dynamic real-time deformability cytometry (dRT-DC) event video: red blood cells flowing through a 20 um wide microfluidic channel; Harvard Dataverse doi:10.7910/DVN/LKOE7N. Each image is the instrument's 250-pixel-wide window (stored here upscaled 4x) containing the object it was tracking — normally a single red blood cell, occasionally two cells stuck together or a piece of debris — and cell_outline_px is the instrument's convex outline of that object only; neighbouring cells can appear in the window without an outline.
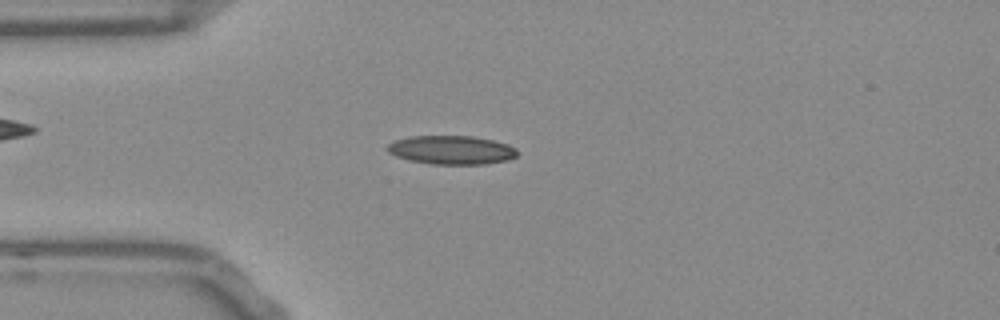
{"species": "Egyptian fruit bat (a non-hibernating species)", "species_latin": "Rousettus aegyptiacus", "temperature_condition": "room temperature", "stored_images_in_passage": 51, "camera_frame_rate_fps": 3000, "um_per_image_px": 0.085, "frame": {"image": 1, "passage_image": 11, "time_ms": 3.333, "image_size_px": [1000, 320], "cell_outline_px": [[520, 152], [516, 156], [508, 160], [484, 164], [432, 164], [408, 160], [396, 156], [388, 152], [384, 148], [388, 144], [396, 140], [408, 136], [472, 136], [492, 140], [508, 144], [516, 148]], "centroid_in_image_um": [38.37, 12.75], "position_along_channel_um": 46.6, "area_um2": 21.91}}
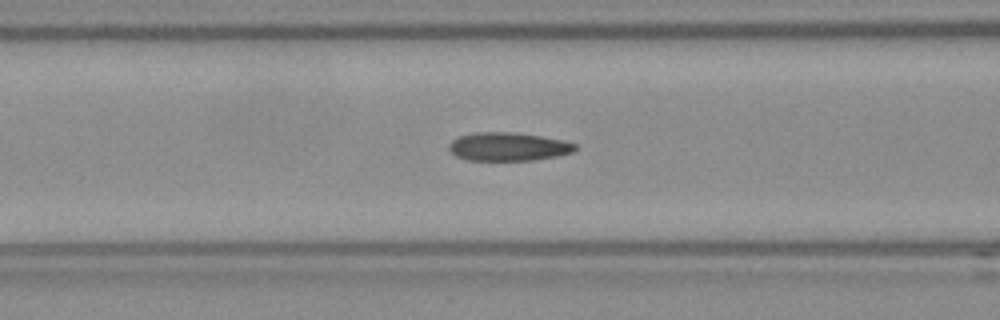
{"frame": {"image": 2, "passage_image": 18, "time_ms": 5.667, "image_size_px": [1000, 320], "cell_outline_px": [[576, 148], [572, 152], [560, 156], [532, 160], [468, 160], [456, 156], [448, 148], [448, 144], [452, 140], [460, 136], [476, 132], [512, 132], [540, 136], [564, 140], [576, 144]], "centroid_in_image_um": [43.2, 12.46], "position_along_channel_um": 123.4, "area_um2": 20.87}}
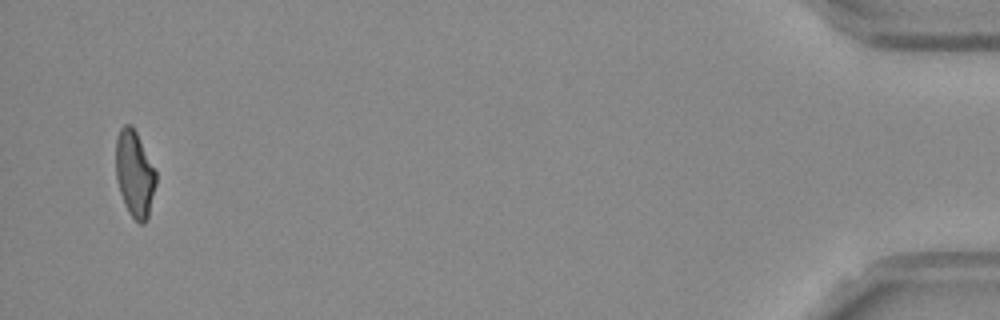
{"frame": {"image": 3, "passage_image": 49, "time_ms": 16.0, "image_size_px": [1000, 320], "cell_outline_px": [[156, 184], [148, 216], [144, 224], [140, 224], [128, 212], [124, 204], [116, 180], [116, 140], [120, 128], [124, 124], [132, 124], [156, 172]], "centroid_in_image_um": [11.43, 14.78], "position_along_channel_um": 423.8, "area_um2": 20.06}, "authors_computed_cell_mechanics": {"area_um2": 20.7502, "velocity_mm_per_s": 3.7734, "shape_relaxation_time_tau1_ms": null, "shape_relaxation_time_tau2_ms": 2.6559, "deformation_change_tau1": null, "deformation_change_tau2": 0.1041}}